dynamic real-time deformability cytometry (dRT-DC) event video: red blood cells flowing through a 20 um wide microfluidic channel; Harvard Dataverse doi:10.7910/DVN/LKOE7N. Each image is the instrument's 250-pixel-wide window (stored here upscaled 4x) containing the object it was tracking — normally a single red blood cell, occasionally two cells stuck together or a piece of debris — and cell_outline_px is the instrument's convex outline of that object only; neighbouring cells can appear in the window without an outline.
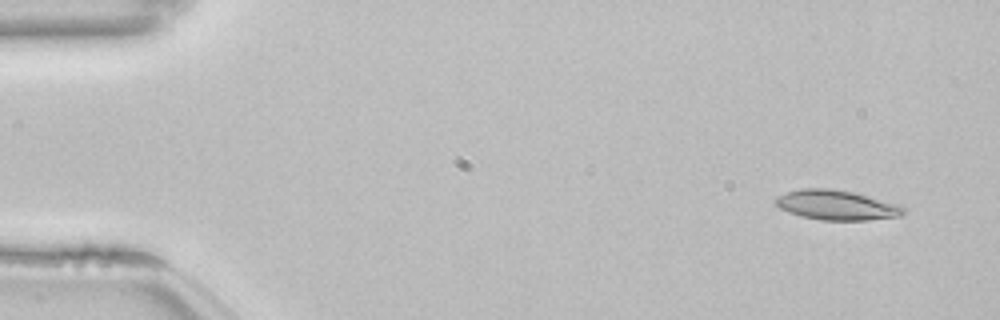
{"species": "common noctule bat (a hibernating species)", "species_latin": "Nyctalus noctula", "temperature_condition": "room temperature", "stored_images_in_passage": 51, "camera_frame_rate_fps": 3000, "um_per_image_px": 0.085, "animal": {"sex": "female", "body_mass_g": 22.7, "forearm_length_mm": 54.2}, "frame": {"image": 1, "passage_image": 1, "time_ms": 0.0, "image_size_px": [1000, 320], "cell_outline_px": [[904, 216], [868, 220], [820, 220], [800, 216], [788, 212], [780, 208], [772, 200], [776, 196], [800, 188], [832, 188], [852, 192], [900, 204], [904, 208]], "centroid_in_image_um": [71.1, 17.43], "position_along_channel_um": 13.9, "area_um2": 22.43}}
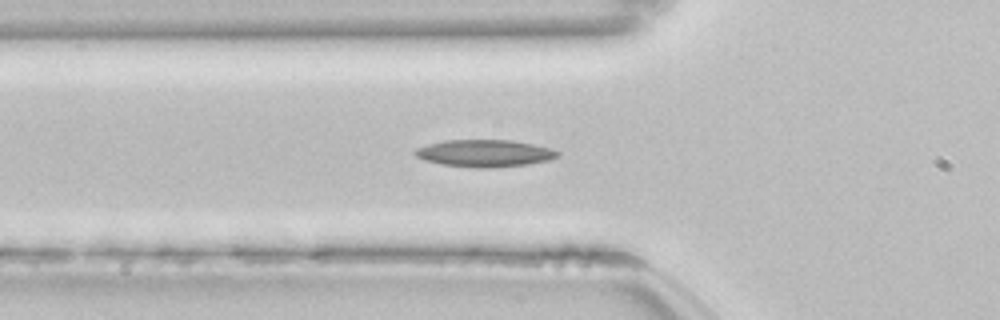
{"frame": {"image": 2, "passage_image": 16, "time_ms": 5.0, "image_size_px": [1000, 320], "cell_outline_px": [[560, 156], [548, 160], [528, 164], [488, 168], [476, 168], [444, 164], [424, 160], [416, 156], [412, 152], [416, 148], [428, 144], [444, 140], [512, 140], [552, 148], [560, 152]], "centroid_in_image_um": [41.2, 13.02], "position_along_channel_um": 84.6, "area_um2": 22.54}}
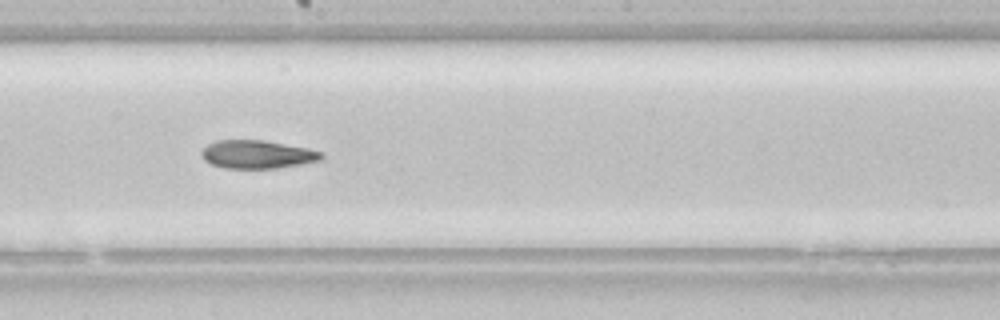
{"frame": {"image": 3, "passage_image": 27, "time_ms": 8.667, "image_size_px": [1000, 320], "cell_outline_px": [[324, 156], [320, 160], [300, 164], [276, 168], [224, 168], [212, 164], [204, 160], [200, 152], [208, 144], [216, 140], [264, 140], [308, 148], [320, 152]], "centroid_in_image_um": [21.84, 13.12], "position_along_channel_um": 226.4, "area_um2": 19.59}, "authors_computed_cell_mechanics": {"area_um2": 21.386, "velocity_mm_per_s": 3.8399, "shape_relaxation_time_tau1_ms": null, "shape_relaxation_time_tau2_ms": 6.5085, "deformation_change_tau1": null, "deformation_change_tau2": 0.1528}}